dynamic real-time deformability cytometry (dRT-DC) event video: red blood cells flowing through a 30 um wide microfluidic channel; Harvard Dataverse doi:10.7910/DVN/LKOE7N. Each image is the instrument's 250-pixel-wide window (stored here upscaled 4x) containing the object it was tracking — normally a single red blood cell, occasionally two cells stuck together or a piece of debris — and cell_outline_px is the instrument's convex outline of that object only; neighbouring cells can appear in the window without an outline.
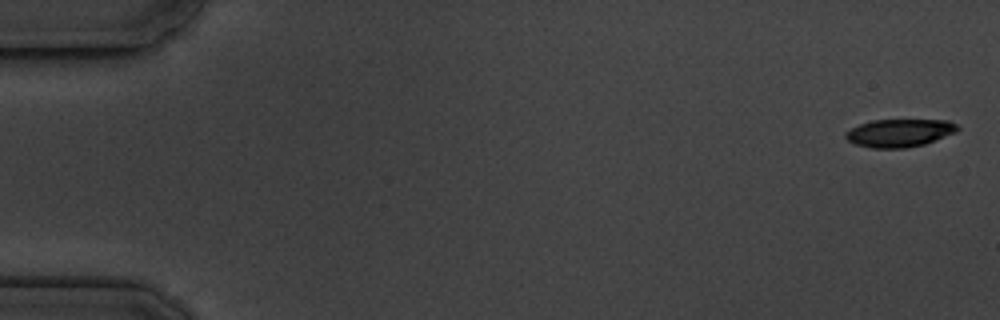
{"species": "common noctule bat (a hibernating species)", "species_latin": "Nyctalus noctula", "temperature_condition": "cold", "stored_images_in_passage": 5, "camera_frame_rate_fps": 3000, "um_per_image_px": 0.085, "animal": {"sex": "male", "body_mass_g": 19.5, "forearm_length_mm": 54.6}, "frame": {"image": 1, "passage_image": 1, "time_ms": 0.0, "image_size_px": [1000, 320], "cell_outline_px": [[960, 128], [956, 132], [924, 144], [904, 148], [872, 148], [856, 144], [848, 140], [844, 136], [844, 132], [860, 124], [872, 120], [948, 120], [956, 124]], "centroid_in_image_um": [76.45, 11.29], "position_along_channel_um": 8.6, "area_um2": 18.09}}
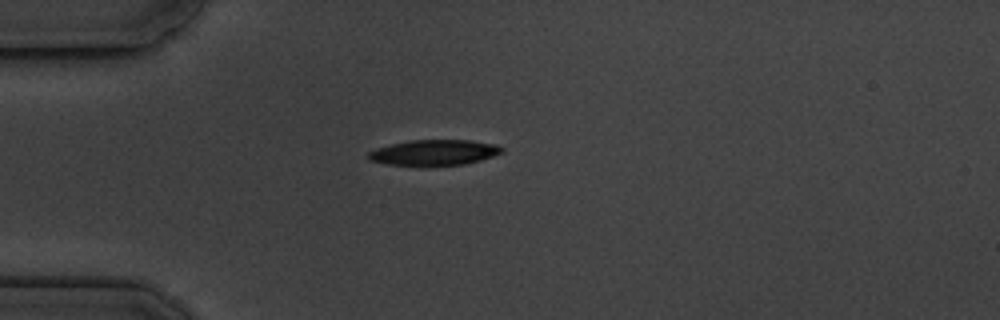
{"frame": {"image": 2, "passage_image": 5, "time_ms": 4.667, "image_size_px": [1000, 320], "cell_outline_px": [[504, 152], [480, 160], [464, 164], [384, 164], [368, 160], [368, 152], [376, 148], [392, 144], [412, 140], [472, 140], [496, 144], [504, 148]], "centroid_in_image_um": [36.93, 12.94], "position_along_channel_um": 48.1, "area_um2": 19.48}}